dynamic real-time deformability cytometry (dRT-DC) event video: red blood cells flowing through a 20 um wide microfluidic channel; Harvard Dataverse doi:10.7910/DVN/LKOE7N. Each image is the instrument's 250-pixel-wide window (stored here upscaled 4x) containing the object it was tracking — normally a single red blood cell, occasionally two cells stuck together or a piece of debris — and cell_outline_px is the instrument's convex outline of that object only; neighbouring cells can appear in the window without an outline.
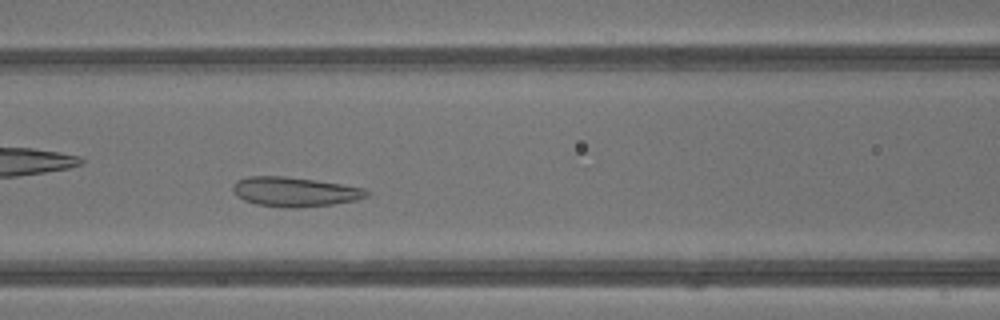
{"species": "common noctule bat (a hibernating species)", "species_latin": "Nyctalus noctula", "temperature_condition": "warm", "stored_images_in_passage": 35, "camera_frame_rate_fps": 3000, "um_per_image_px": 0.085, "animal": {"sex": "male", "body_mass_g": 13.3}, "frame": {"image": 1, "passage_image": 11, "time_ms": 3.333, "image_size_px": [1000, 320], "cell_outline_px": [[372, 192], [368, 196], [356, 200], [332, 204], [296, 208], [284, 208], [256, 204], [244, 200], [232, 188], [232, 184], [236, 180], [248, 176], [288, 176], [316, 180], [368, 188]], "centroid_in_image_um": [25.11, 16.29], "position_along_channel_um": 141.5, "area_um2": 23.24}}
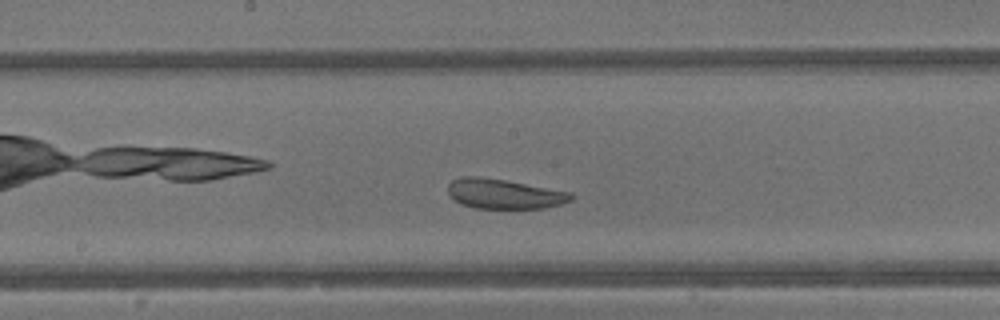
{"frame": {"image": 2, "passage_image": 15, "time_ms": 4.667, "image_size_px": [1000, 320], "cell_outline_px": [[576, 196], [572, 200], [560, 204], [544, 208], [476, 208], [460, 204], [448, 192], [448, 184], [452, 180], [464, 176], [476, 176], [504, 180], [572, 192]], "centroid_in_image_um": [42.88, 16.48], "position_along_channel_um": 205.3, "area_um2": 21.27}}
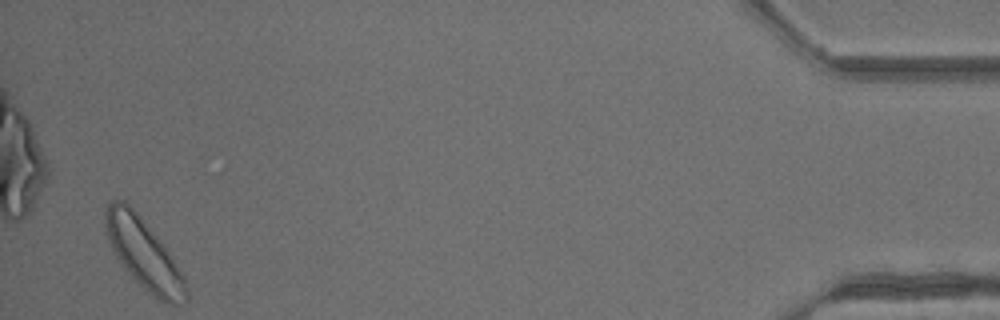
{"frame": {"image": 3, "passage_image": 34, "time_ms": 11.0, "image_size_px": [1000, 320], "cell_outline_px": [[188, 300], [184, 304], [168, 304], [152, 296], [132, 280], [120, 264], [112, 252], [104, 232], [104, 212], [108, 204], [112, 200], [124, 200], [136, 212], [168, 252], [184, 276], [188, 288]], "centroid_in_image_um": [12.18, 21.64], "position_along_channel_um": 423.0, "area_um2": 33.29}, "authors_computed_cell_mechanics": {"area_um2": 24.3916, "velocity_mm_per_s": 4.8005, "shape_relaxation_time_tau1_ms": 3.3327, "shape_relaxation_time_tau2_ms": 0.8235, "deformation_change_tau1": 0.0733, "deformation_change_tau2": 0.0864}}